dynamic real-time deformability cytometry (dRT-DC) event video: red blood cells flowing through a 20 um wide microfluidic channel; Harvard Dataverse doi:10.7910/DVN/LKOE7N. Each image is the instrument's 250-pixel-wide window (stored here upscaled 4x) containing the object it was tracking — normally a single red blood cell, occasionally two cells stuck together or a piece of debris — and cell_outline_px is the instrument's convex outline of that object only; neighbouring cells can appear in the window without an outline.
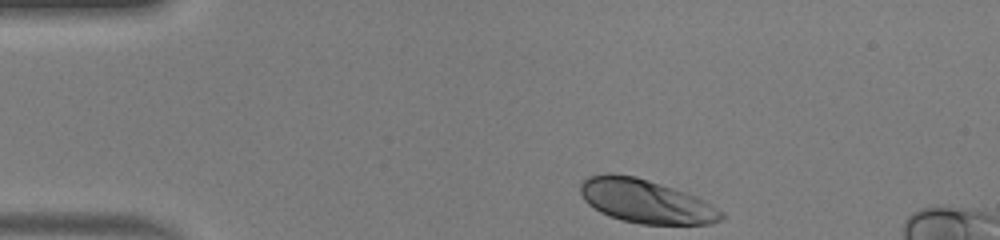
{"species": "human", "species_latin": "Homo sapiens", "temperature_condition": "warm", "stored_images_in_passage": 34, "camera_frame_rate_fps": 3000, "um_per_image_px": 0.085, "donor": {"sex": "male"}, "frame": {"image": 1, "passage_image": 1, "time_ms": 0.0, "image_size_px": [1000, 240], "cell_outline_px": [[724, 216], [720, 220], [708, 224], [640, 224], [620, 220], [608, 216], [600, 212], [588, 204], [584, 200], [580, 192], [580, 184], [588, 176], [636, 176], [696, 196], [704, 200], [724, 212]], "centroid_in_image_um": [54.92, 17.15], "position_along_channel_um": 30.1, "area_um2": 35.2}}
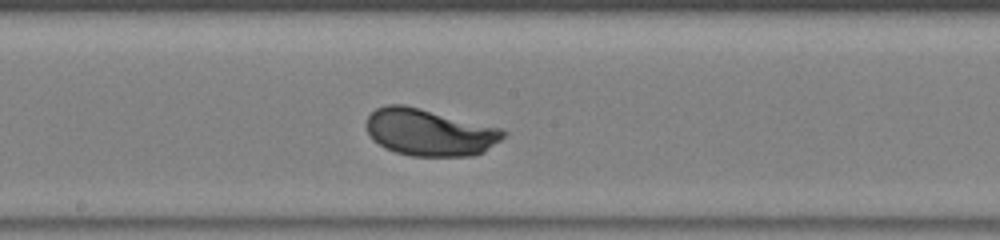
{"frame": {"image": 2, "passage_image": 19, "time_ms": 6.0, "image_size_px": [1000, 240], "cell_outline_px": [[508, 132], [500, 140], [484, 152], [472, 156], [412, 156], [396, 152], [384, 148], [372, 140], [364, 124], [368, 116], [376, 108], [384, 104], [404, 104], [504, 128]], "centroid_in_image_um": [36.5, 11.24], "position_along_channel_um": 211.7, "area_um2": 37.97}}
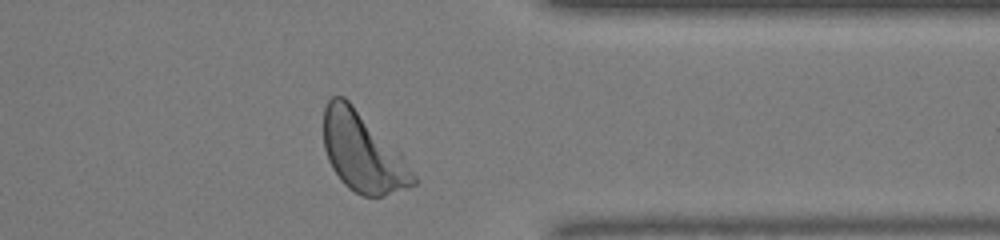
{"frame": {"image": 3, "passage_image": 32, "time_ms": 10.333, "image_size_px": [1000, 240], "cell_outline_px": [[416, 184], [408, 188], [384, 196], [360, 196], [348, 188], [340, 180], [332, 168], [328, 160], [324, 148], [324, 108], [328, 100], [332, 96], [344, 96], [400, 152], [416, 176]], "centroid_in_image_um": [30.82, 12.97], "position_along_channel_um": 380.6, "area_um2": 41.27}, "authors_computed_cell_mechanics": {"area_um2": 37.2232, "velocity_mm_per_s": 4.0828, "shape_relaxation_time_tau1_ms": 1.7281, "shape_relaxation_time_tau2_ms": null, "deformation_change_tau1": 0.1478, "deformation_change_tau2": null}}